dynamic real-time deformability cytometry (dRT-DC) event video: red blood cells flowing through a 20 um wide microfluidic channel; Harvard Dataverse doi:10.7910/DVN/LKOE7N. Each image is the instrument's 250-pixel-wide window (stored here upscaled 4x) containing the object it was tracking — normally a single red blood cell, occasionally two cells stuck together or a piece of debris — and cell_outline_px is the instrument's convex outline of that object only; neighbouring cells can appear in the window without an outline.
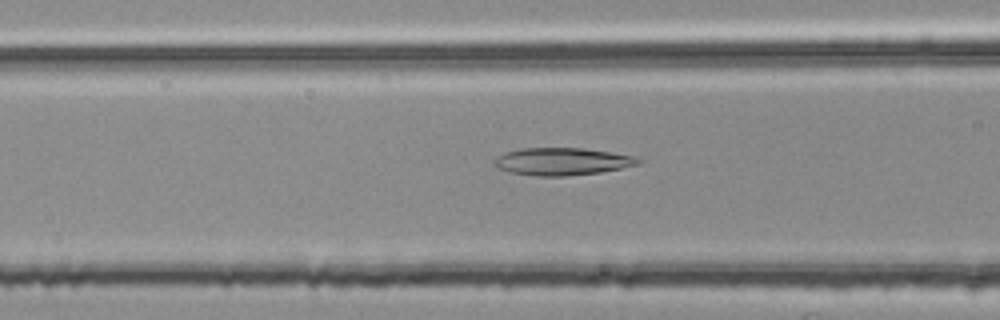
{"species": "common noctule bat (a hibernating species)", "species_latin": "Nyctalus noctula", "temperature_condition": "room temperature", "stored_images_in_passage": 45, "camera_frame_rate_fps": 3000, "um_per_image_px": 0.085, "animal": {"sex": "female", "body_mass_g": 25.1}, "frame": {"image": 1, "passage_image": 12, "time_ms": 3.667, "image_size_px": [1000, 320], "cell_outline_px": [[644, 160], [640, 164], [600, 172], [568, 176], [536, 176], [512, 172], [500, 168], [492, 164], [504, 152], [520, 148], [584, 148], [636, 156]], "centroid_in_image_um": [47.84, 13.72], "position_along_channel_um": 118.8, "area_um2": 22.95}}
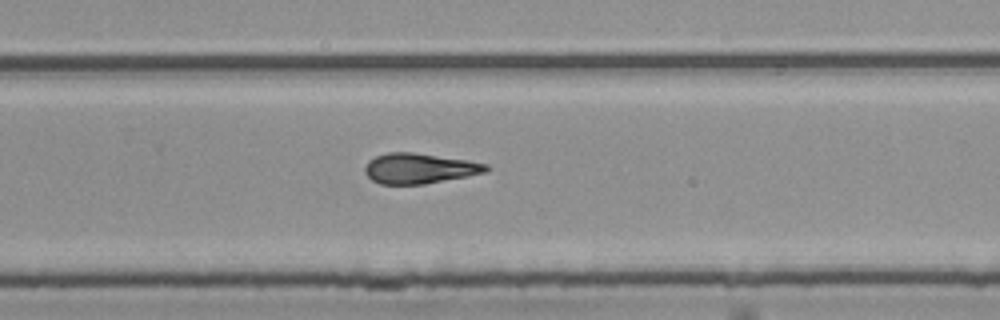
{"frame": {"image": 2, "passage_image": 26, "time_ms": 8.333, "image_size_px": [1000, 320], "cell_outline_px": [[492, 168], [488, 172], [468, 176], [424, 184], [380, 184], [372, 180], [364, 172], [364, 168], [368, 160], [376, 156], [388, 152], [412, 152], [464, 160], [488, 164]], "centroid_in_image_um": [35.65, 14.32], "position_along_channel_um": 294.2, "area_um2": 21.39}}
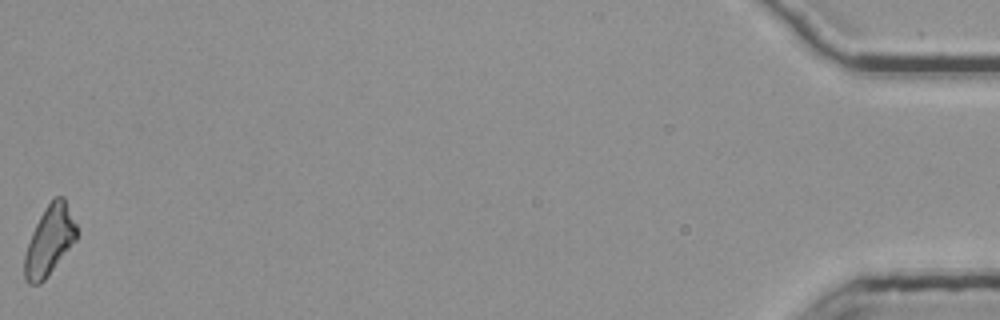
{"frame": {"image": 3, "passage_image": 45, "time_ms": 14.667, "image_size_px": [1000, 320], "cell_outline_px": [[76, 240], [44, 280], [40, 284], [28, 284], [24, 280], [24, 256], [32, 232], [44, 208], [56, 196], [64, 196], [76, 224]], "centroid_in_image_um": [4.19, 20.46], "position_along_channel_um": 431.0, "area_um2": 20.81}, "authors_computed_cell_mechanics": {"area_um2": 21.5016, "velocity_mm_per_s": 3.776, "shape_relaxation_time_tau1_ms": null, "shape_relaxation_time_tau2_ms": 5.4613, "deformation_change_tau1": null, "deformation_change_tau2": 0.156}}